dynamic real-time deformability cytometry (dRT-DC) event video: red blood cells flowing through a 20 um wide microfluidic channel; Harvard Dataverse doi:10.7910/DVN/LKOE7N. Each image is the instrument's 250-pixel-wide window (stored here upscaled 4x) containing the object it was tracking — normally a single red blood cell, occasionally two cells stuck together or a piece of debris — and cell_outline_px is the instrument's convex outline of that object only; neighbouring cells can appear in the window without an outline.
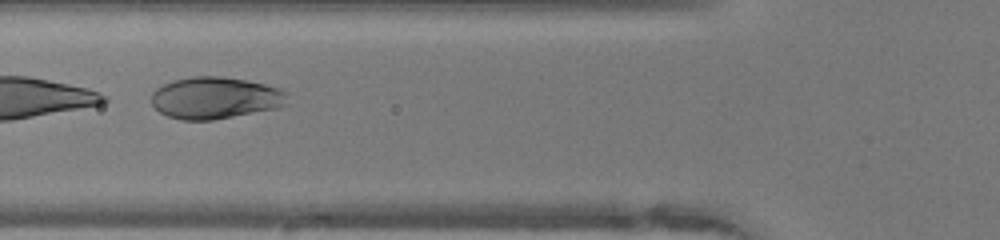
{"species": "human", "species_latin": "Homo sapiens", "temperature_condition": "warm", "stored_images_in_passage": 34, "segment_of_instrument_passage": [2, 2], "camera_frame_rate_fps": 3000, "um_per_image_px": 0.085, "donor": {"sex": "female"}, "frame": {"image": 1, "passage_image": 17, "time_ms": 5.333, "image_size_px": [1000, 240], "cell_outline_px": [[288, 104], [276, 108], [212, 120], [180, 120], [168, 116], [160, 112], [152, 104], [152, 92], [156, 88], [172, 80], [192, 76], [220, 76], [244, 80], [264, 84], [280, 88], [288, 92]], "centroid_in_image_um": [18.3, 8.32], "position_along_channel_um": 107.5, "area_um2": 33.23}}
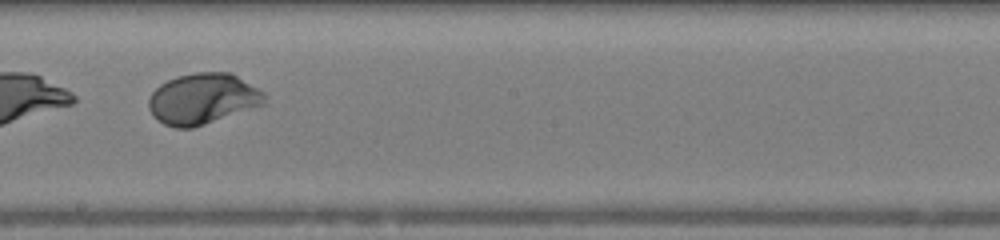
{"frame": {"image": 2, "passage_image": 26, "time_ms": 8.333, "image_size_px": [1000, 240], "cell_outline_px": [[268, 104], [192, 128], [176, 128], [164, 124], [152, 116], [148, 108], [148, 100], [152, 92], [160, 84], [176, 76], [196, 72], [232, 72], [264, 92]], "centroid_in_image_um": [17.26, 8.4], "position_along_channel_um": 230.9, "area_um2": 34.74}}
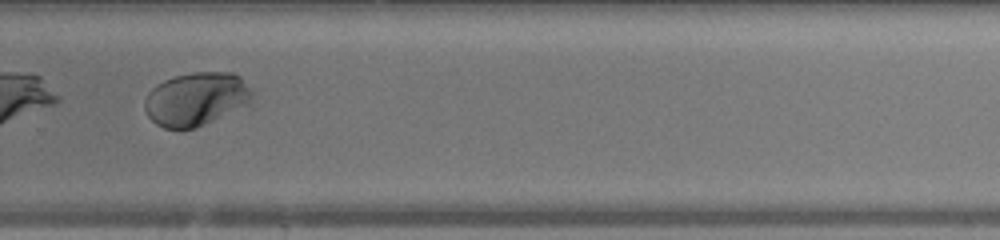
{"frame": {"image": 3, "passage_image": 32, "time_ms": 10.333, "image_size_px": [1000, 240], "cell_outline_px": [[256, 96], [252, 100], [196, 128], [180, 132], [164, 128], [156, 124], [148, 116], [144, 108], [144, 100], [148, 92], [156, 84], [172, 76], [192, 72], [232, 72], [240, 76], [256, 92]], "centroid_in_image_um": [16.64, 8.41], "position_along_channel_um": 313.2, "area_um2": 33.87}}